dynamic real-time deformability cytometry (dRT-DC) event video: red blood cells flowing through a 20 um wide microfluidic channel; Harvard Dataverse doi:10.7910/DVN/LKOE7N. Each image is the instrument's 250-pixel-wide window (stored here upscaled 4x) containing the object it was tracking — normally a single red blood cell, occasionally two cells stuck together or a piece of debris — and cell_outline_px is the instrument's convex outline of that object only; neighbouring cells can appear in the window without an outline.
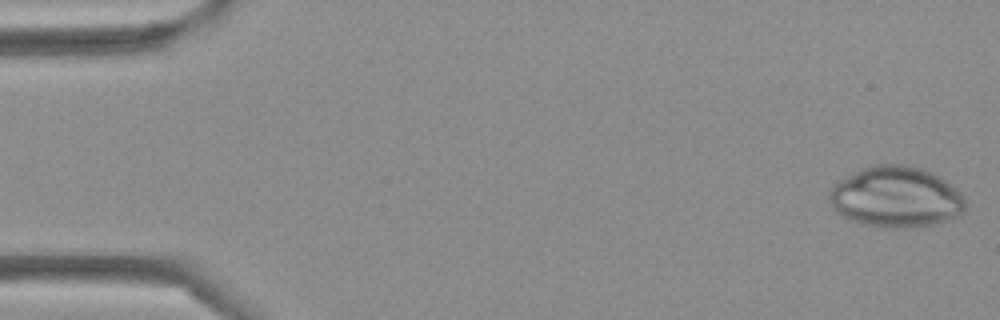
{"species": "Egyptian fruit bat (a non-hibernating species)", "species_latin": "Rousettus aegyptiacus", "temperature_condition": "cold", "stored_images_in_passage": 44, "camera_frame_rate_fps": 3000, "um_per_image_px": 0.085, "frame": {"image": 1, "passage_image": 1, "time_ms": 0.0, "image_size_px": [1000, 320], "cell_outline_px": [[964, 212], [960, 216], [948, 220], [932, 224], [896, 228], [892, 228], [864, 224], [852, 220], [836, 212], [828, 200], [828, 192], [836, 180], [868, 164], [908, 164], [932, 172], [940, 176], [964, 196]], "centroid_in_image_um": [76.11, 16.71], "position_along_channel_um": 8.9, "area_um2": 48.61}}
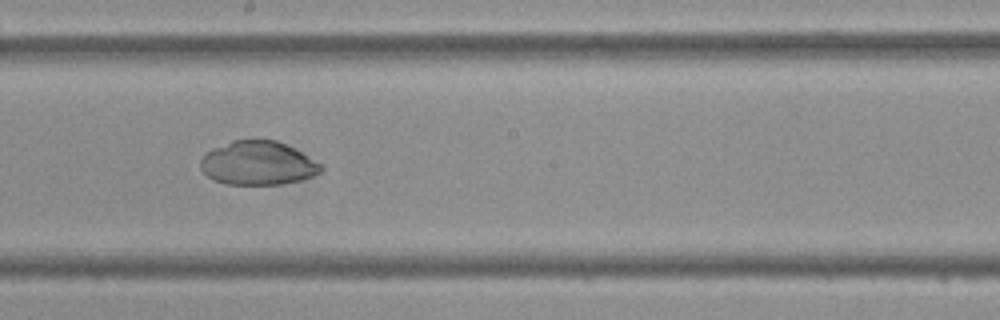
{"frame": {"image": 2, "passage_image": 24, "time_ms": 7.667, "image_size_px": [1000, 320], "cell_outline_px": [[324, 168], [320, 172], [312, 176], [300, 180], [280, 184], [224, 184], [212, 180], [200, 168], [200, 160], [212, 148], [232, 140], [276, 140], [300, 152], [320, 164]], "centroid_in_image_um": [21.88, 13.88], "position_along_channel_um": 226.3, "area_um2": 30.4}}
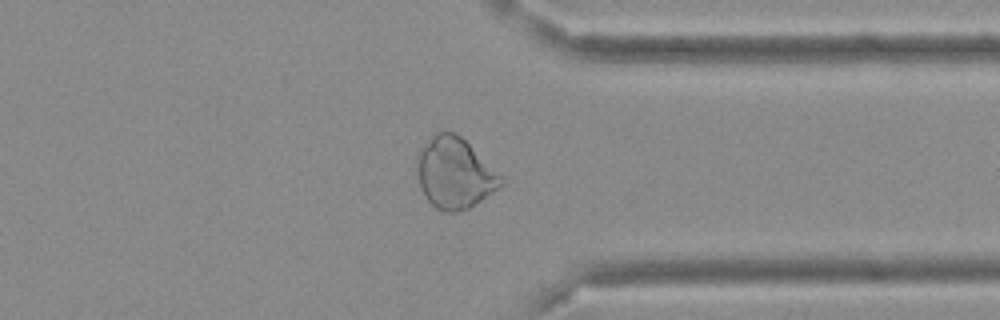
{"frame": {"image": 3, "passage_image": 34, "time_ms": 11.0, "image_size_px": [1000, 320], "cell_outline_px": [[504, 184], [468, 208], [456, 212], [444, 212], [436, 208], [428, 200], [420, 184], [416, 168], [416, 156], [420, 148], [436, 132], [456, 132], [504, 176]], "centroid_in_image_um": [38.65, 14.7], "position_along_channel_um": 372.7, "area_um2": 34.62}}